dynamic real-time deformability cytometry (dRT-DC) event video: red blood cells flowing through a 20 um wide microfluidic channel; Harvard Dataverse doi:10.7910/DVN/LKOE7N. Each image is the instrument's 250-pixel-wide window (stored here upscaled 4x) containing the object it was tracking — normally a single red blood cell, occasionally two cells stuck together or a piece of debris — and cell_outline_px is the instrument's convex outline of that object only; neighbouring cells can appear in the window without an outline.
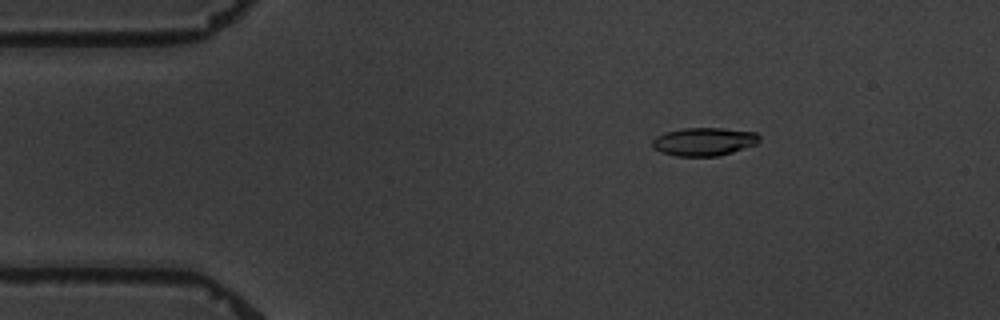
{"species": "common noctule bat (a hibernating species)", "species_latin": "Nyctalus noctula", "temperature_condition": "warm", "stored_images_in_passage": 4, "camera_frame_rate_fps": 3000, "um_per_image_px": 0.085, "animal": {"sex": "male", "body_mass_g": 19.5, "forearm_length_mm": 54.6}, "frame": {"image": 1, "passage_image": 3, "time_ms": 2.333, "image_size_px": [1000, 320], "cell_outline_px": [[760, 140], [756, 144], [732, 152], [716, 156], [676, 156], [660, 152], [652, 148], [652, 140], [656, 136], [664, 132], [684, 128], [720, 128], [756, 132], [760, 136]], "centroid_in_image_um": [59.81, 12.03], "position_along_channel_um": 25.2, "area_um2": 17.63}}